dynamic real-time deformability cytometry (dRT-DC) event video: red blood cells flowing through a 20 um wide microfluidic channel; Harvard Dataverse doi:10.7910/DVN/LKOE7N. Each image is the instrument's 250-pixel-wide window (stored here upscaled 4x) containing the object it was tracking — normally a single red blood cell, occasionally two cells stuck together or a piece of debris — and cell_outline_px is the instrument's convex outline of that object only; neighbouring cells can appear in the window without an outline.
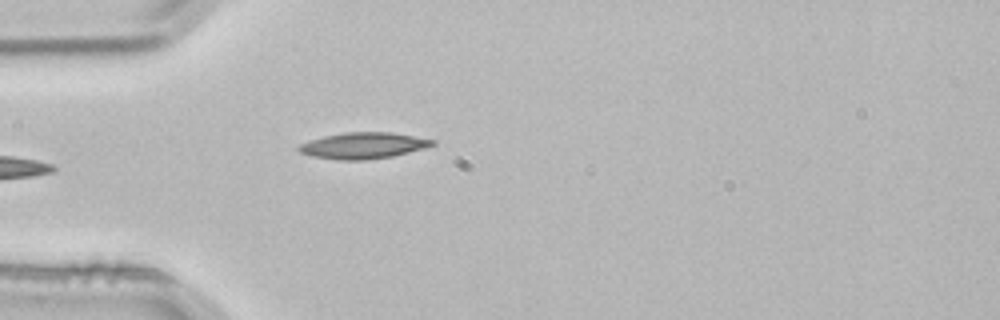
{"species": "common noctule bat (a hibernating species)", "species_latin": "Nyctalus noctula", "temperature_condition": "room temperature", "stored_images_in_passage": 4, "camera_frame_rate_fps": 3000, "um_per_image_px": 0.085, "animal": {"sex": "male", "body_mass_g": 21.5, "forearm_length_mm": 52.0}, "frame": {"image": 1, "passage_image": 4, "time_ms": 1.0, "image_size_px": [1000, 320], "cell_outline_px": [[436, 144], [424, 148], [392, 156], [364, 160], [340, 160], [312, 156], [300, 152], [296, 148], [300, 144], [308, 140], [324, 136], [344, 132], [392, 132], [436, 140]], "centroid_in_image_um": [30.86, 12.36], "position_along_channel_um": 54.1, "area_um2": 20.4}}